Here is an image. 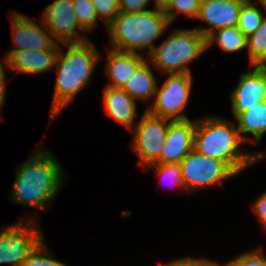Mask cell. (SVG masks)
I'll list each match as a JSON object with an SVG mask.
<instances>
[{
  "label": "cell",
  "mask_w": 266,
  "mask_h": 266,
  "mask_svg": "<svg viewBox=\"0 0 266 266\" xmlns=\"http://www.w3.org/2000/svg\"><path fill=\"white\" fill-rule=\"evenodd\" d=\"M247 140L248 138L240 135L237 126L231 122L208 117L196 121L193 149L207 157L225 162L236 174H239L248 165L266 156L265 152L259 154L240 152V143Z\"/></svg>",
  "instance_id": "6da1fadb"
},
{
  "label": "cell",
  "mask_w": 266,
  "mask_h": 266,
  "mask_svg": "<svg viewBox=\"0 0 266 266\" xmlns=\"http://www.w3.org/2000/svg\"><path fill=\"white\" fill-rule=\"evenodd\" d=\"M56 158L49 151L39 150L18 168L13 194V202L21 205L46 207L63 184V171Z\"/></svg>",
  "instance_id": "7a4b0ae2"
},
{
  "label": "cell",
  "mask_w": 266,
  "mask_h": 266,
  "mask_svg": "<svg viewBox=\"0 0 266 266\" xmlns=\"http://www.w3.org/2000/svg\"><path fill=\"white\" fill-rule=\"evenodd\" d=\"M64 45H68V50L62 54L59 46L56 60L57 78L51 108L52 119L71 102L79 90L87 86L101 56L89 40Z\"/></svg>",
  "instance_id": "3957f363"
},
{
  "label": "cell",
  "mask_w": 266,
  "mask_h": 266,
  "mask_svg": "<svg viewBox=\"0 0 266 266\" xmlns=\"http://www.w3.org/2000/svg\"><path fill=\"white\" fill-rule=\"evenodd\" d=\"M169 24L165 11L158 9L134 14L120 12L107 26L112 49L136 53L148 48L149 54L155 47L153 42Z\"/></svg>",
  "instance_id": "277c9868"
},
{
  "label": "cell",
  "mask_w": 266,
  "mask_h": 266,
  "mask_svg": "<svg viewBox=\"0 0 266 266\" xmlns=\"http://www.w3.org/2000/svg\"><path fill=\"white\" fill-rule=\"evenodd\" d=\"M207 49L206 37L197 29H178L171 33L160 46L148 54L149 60L162 73H189V62L194 61Z\"/></svg>",
  "instance_id": "5b68a950"
},
{
  "label": "cell",
  "mask_w": 266,
  "mask_h": 266,
  "mask_svg": "<svg viewBox=\"0 0 266 266\" xmlns=\"http://www.w3.org/2000/svg\"><path fill=\"white\" fill-rule=\"evenodd\" d=\"M192 88V75L189 73L168 74L164 84L156 89L155 102L147 109L154 116L171 121L188 120L183 109L188 103Z\"/></svg>",
  "instance_id": "8992f818"
},
{
  "label": "cell",
  "mask_w": 266,
  "mask_h": 266,
  "mask_svg": "<svg viewBox=\"0 0 266 266\" xmlns=\"http://www.w3.org/2000/svg\"><path fill=\"white\" fill-rule=\"evenodd\" d=\"M183 189L197 191L237 175L225 162L192 149L179 163Z\"/></svg>",
  "instance_id": "52a82bcc"
},
{
  "label": "cell",
  "mask_w": 266,
  "mask_h": 266,
  "mask_svg": "<svg viewBox=\"0 0 266 266\" xmlns=\"http://www.w3.org/2000/svg\"><path fill=\"white\" fill-rule=\"evenodd\" d=\"M171 120L151 115L147 110L133 127L132 149L137 153L142 167L159 164Z\"/></svg>",
  "instance_id": "ba28073f"
},
{
  "label": "cell",
  "mask_w": 266,
  "mask_h": 266,
  "mask_svg": "<svg viewBox=\"0 0 266 266\" xmlns=\"http://www.w3.org/2000/svg\"><path fill=\"white\" fill-rule=\"evenodd\" d=\"M27 223L28 227L20 223L0 232V264L23 266L29 254L44 240L40 228L36 229L32 221Z\"/></svg>",
  "instance_id": "9c48e42d"
},
{
  "label": "cell",
  "mask_w": 266,
  "mask_h": 266,
  "mask_svg": "<svg viewBox=\"0 0 266 266\" xmlns=\"http://www.w3.org/2000/svg\"><path fill=\"white\" fill-rule=\"evenodd\" d=\"M43 13L44 19L41 22L51 33L54 41L57 39L62 44H71L88 40L85 35L80 36L76 31L79 28L85 32L77 22L72 0H54Z\"/></svg>",
  "instance_id": "30bf717a"
},
{
  "label": "cell",
  "mask_w": 266,
  "mask_h": 266,
  "mask_svg": "<svg viewBox=\"0 0 266 266\" xmlns=\"http://www.w3.org/2000/svg\"><path fill=\"white\" fill-rule=\"evenodd\" d=\"M230 97L235 118L257 103L266 101V66H255L252 72L242 73Z\"/></svg>",
  "instance_id": "8fae6325"
},
{
  "label": "cell",
  "mask_w": 266,
  "mask_h": 266,
  "mask_svg": "<svg viewBox=\"0 0 266 266\" xmlns=\"http://www.w3.org/2000/svg\"><path fill=\"white\" fill-rule=\"evenodd\" d=\"M13 13L11 24L15 48L12 50L59 49L58 43L46 27L38 26L33 20L19 13Z\"/></svg>",
  "instance_id": "7c38bea8"
},
{
  "label": "cell",
  "mask_w": 266,
  "mask_h": 266,
  "mask_svg": "<svg viewBox=\"0 0 266 266\" xmlns=\"http://www.w3.org/2000/svg\"><path fill=\"white\" fill-rule=\"evenodd\" d=\"M195 128L196 121H172L168 127L159 164H179L193 149Z\"/></svg>",
  "instance_id": "4fadbf2b"
},
{
  "label": "cell",
  "mask_w": 266,
  "mask_h": 266,
  "mask_svg": "<svg viewBox=\"0 0 266 266\" xmlns=\"http://www.w3.org/2000/svg\"><path fill=\"white\" fill-rule=\"evenodd\" d=\"M246 0H208L201 3L197 18L207 22L211 28H196L207 37L210 33L238 24L239 12Z\"/></svg>",
  "instance_id": "5bb4252c"
},
{
  "label": "cell",
  "mask_w": 266,
  "mask_h": 266,
  "mask_svg": "<svg viewBox=\"0 0 266 266\" xmlns=\"http://www.w3.org/2000/svg\"><path fill=\"white\" fill-rule=\"evenodd\" d=\"M59 49L11 50L6 54L5 63L13 71L36 74L56 66Z\"/></svg>",
  "instance_id": "9a60e30c"
},
{
  "label": "cell",
  "mask_w": 266,
  "mask_h": 266,
  "mask_svg": "<svg viewBox=\"0 0 266 266\" xmlns=\"http://www.w3.org/2000/svg\"><path fill=\"white\" fill-rule=\"evenodd\" d=\"M107 51L106 72L113 81L108 86L114 88H122L146 60L137 52H123L114 49Z\"/></svg>",
  "instance_id": "2e32d148"
},
{
  "label": "cell",
  "mask_w": 266,
  "mask_h": 266,
  "mask_svg": "<svg viewBox=\"0 0 266 266\" xmlns=\"http://www.w3.org/2000/svg\"><path fill=\"white\" fill-rule=\"evenodd\" d=\"M103 104L110 118L119 124L130 128L134 127L136 112L135 100L122 88L106 86L103 91Z\"/></svg>",
  "instance_id": "e0dca14e"
},
{
  "label": "cell",
  "mask_w": 266,
  "mask_h": 266,
  "mask_svg": "<svg viewBox=\"0 0 266 266\" xmlns=\"http://www.w3.org/2000/svg\"><path fill=\"white\" fill-rule=\"evenodd\" d=\"M157 86L156 79L146 59L122 89L134 100L140 99L146 102L150 97H155Z\"/></svg>",
  "instance_id": "ac0fdd59"
},
{
  "label": "cell",
  "mask_w": 266,
  "mask_h": 266,
  "mask_svg": "<svg viewBox=\"0 0 266 266\" xmlns=\"http://www.w3.org/2000/svg\"><path fill=\"white\" fill-rule=\"evenodd\" d=\"M236 119L240 135L251 133L255 142L259 143L266 132V101L250 107V110L240 113Z\"/></svg>",
  "instance_id": "d6986e66"
},
{
  "label": "cell",
  "mask_w": 266,
  "mask_h": 266,
  "mask_svg": "<svg viewBox=\"0 0 266 266\" xmlns=\"http://www.w3.org/2000/svg\"><path fill=\"white\" fill-rule=\"evenodd\" d=\"M206 42L207 50L214 42L225 52H236L247 47V37L237 26L225 27L210 33L206 37Z\"/></svg>",
  "instance_id": "ffe728a7"
},
{
  "label": "cell",
  "mask_w": 266,
  "mask_h": 266,
  "mask_svg": "<svg viewBox=\"0 0 266 266\" xmlns=\"http://www.w3.org/2000/svg\"><path fill=\"white\" fill-rule=\"evenodd\" d=\"M248 55L253 66H266V17L258 29L247 37Z\"/></svg>",
  "instance_id": "44dd1931"
},
{
  "label": "cell",
  "mask_w": 266,
  "mask_h": 266,
  "mask_svg": "<svg viewBox=\"0 0 266 266\" xmlns=\"http://www.w3.org/2000/svg\"><path fill=\"white\" fill-rule=\"evenodd\" d=\"M253 3L251 0H246L239 12L237 28L246 37H249L258 29L264 17L263 12Z\"/></svg>",
  "instance_id": "7402d4cb"
},
{
  "label": "cell",
  "mask_w": 266,
  "mask_h": 266,
  "mask_svg": "<svg viewBox=\"0 0 266 266\" xmlns=\"http://www.w3.org/2000/svg\"><path fill=\"white\" fill-rule=\"evenodd\" d=\"M74 5V14L80 27L85 31L92 30L96 25L97 14L92 0H72Z\"/></svg>",
  "instance_id": "603a6c76"
},
{
  "label": "cell",
  "mask_w": 266,
  "mask_h": 266,
  "mask_svg": "<svg viewBox=\"0 0 266 266\" xmlns=\"http://www.w3.org/2000/svg\"><path fill=\"white\" fill-rule=\"evenodd\" d=\"M200 5L201 3L199 0H173L168 9L165 11V14L170 23H172L179 12L187 15V19L192 17L197 18Z\"/></svg>",
  "instance_id": "cb8c5ba5"
},
{
  "label": "cell",
  "mask_w": 266,
  "mask_h": 266,
  "mask_svg": "<svg viewBox=\"0 0 266 266\" xmlns=\"http://www.w3.org/2000/svg\"><path fill=\"white\" fill-rule=\"evenodd\" d=\"M42 240L36 248L29 254L23 266H68L56 259L50 258L46 245Z\"/></svg>",
  "instance_id": "d4e9b609"
},
{
  "label": "cell",
  "mask_w": 266,
  "mask_h": 266,
  "mask_svg": "<svg viewBox=\"0 0 266 266\" xmlns=\"http://www.w3.org/2000/svg\"><path fill=\"white\" fill-rule=\"evenodd\" d=\"M98 18H102L106 27L118 16L120 0H92Z\"/></svg>",
  "instance_id": "484cf974"
},
{
  "label": "cell",
  "mask_w": 266,
  "mask_h": 266,
  "mask_svg": "<svg viewBox=\"0 0 266 266\" xmlns=\"http://www.w3.org/2000/svg\"><path fill=\"white\" fill-rule=\"evenodd\" d=\"M223 266H266V257L259 249L250 253H242Z\"/></svg>",
  "instance_id": "4316f807"
},
{
  "label": "cell",
  "mask_w": 266,
  "mask_h": 266,
  "mask_svg": "<svg viewBox=\"0 0 266 266\" xmlns=\"http://www.w3.org/2000/svg\"><path fill=\"white\" fill-rule=\"evenodd\" d=\"M160 177L168 178L170 182L183 188L181 168L179 164H152ZM161 177V178H162ZM167 185V184H166Z\"/></svg>",
  "instance_id": "83f0119b"
},
{
  "label": "cell",
  "mask_w": 266,
  "mask_h": 266,
  "mask_svg": "<svg viewBox=\"0 0 266 266\" xmlns=\"http://www.w3.org/2000/svg\"><path fill=\"white\" fill-rule=\"evenodd\" d=\"M150 0H120V10L125 13L144 12Z\"/></svg>",
  "instance_id": "f1b7e54d"
},
{
  "label": "cell",
  "mask_w": 266,
  "mask_h": 266,
  "mask_svg": "<svg viewBox=\"0 0 266 266\" xmlns=\"http://www.w3.org/2000/svg\"><path fill=\"white\" fill-rule=\"evenodd\" d=\"M163 266H220V264L211 262L206 259H196V258H183L179 260L170 261L168 264Z\"/></svg>",
  "instance_id": "f546056e"
},
{
  "label": "cell",
  "mask_w": 266,
  "mask_h": 266,
  "mask_svg": "<svg viewBox=\"0 0 266 266\" xmlns=\"http://www.w3.org/2000/svg\"><path fill=\"white\" fill-rule=\"evenodd\" d=\"M252 207L258 216L260 223L266 228V192L258 197Z\"/></svg>",
  "instance_id": "4dcf8cb0"
},
{
  "label": "cell",
  "mask_w": 266,
  "mask_h": 266,
  "mask_svg": "<svg viewBox=\"0 0 266 266\" xmlns=\"http://www.w3.org/2000/svg\"><path fill=\"white\" fill-rule=\"evenodd\" d=\"M6 75H5V71L3 69V66L0 62V109L1 106L4 105V94H5V89H6V79H5Z\"/></svg>",
  "instance_id": "1f68e13d"
},
{
  "label": "cell",
  "mask_w": 266,
  "mask_h": 266,
  "mask_svg": "<svg viewBox=\"0 0 266 266\" xmlns=\"http://www.w3.org/2000/svg\"><path fill=\"white\" fill-rule=\"evenodd\" d=\"M173 0H155V9L166 11Z\"/></svg>",
  "instance_id": "d6a6232c"
},
{
  "label": "cell",
  "mask_w": 266,
  "mask_h": 266,
  "mask_svg": "<svg viewBox=\"0 0 266 266\" xmlns=\"http://www.w3.org/2000/svg\"><path fill=\"white\" fill-rule=\"evenodd\" d=\"M258 1L261 2V4L263 5V7H264L265 10H266V0H258Z\"/></svg>",
  "instance_id": "836d02e7"
},
{
  "label": "cell",
  "mask_w": 266,
  "mask_h": 266,
  "mask_svg": "<svg viewBox=\"0 0 266 266\" xmlns=\"http://www.w3.org/2000/svg\"><path fill=\"white\" fill-rule=\"evenodd\" d=\"M200 3H204V2H207L208 0H199Z\"/></svg>",
  "instance_id": "e575fe53"
}]
</instances>
